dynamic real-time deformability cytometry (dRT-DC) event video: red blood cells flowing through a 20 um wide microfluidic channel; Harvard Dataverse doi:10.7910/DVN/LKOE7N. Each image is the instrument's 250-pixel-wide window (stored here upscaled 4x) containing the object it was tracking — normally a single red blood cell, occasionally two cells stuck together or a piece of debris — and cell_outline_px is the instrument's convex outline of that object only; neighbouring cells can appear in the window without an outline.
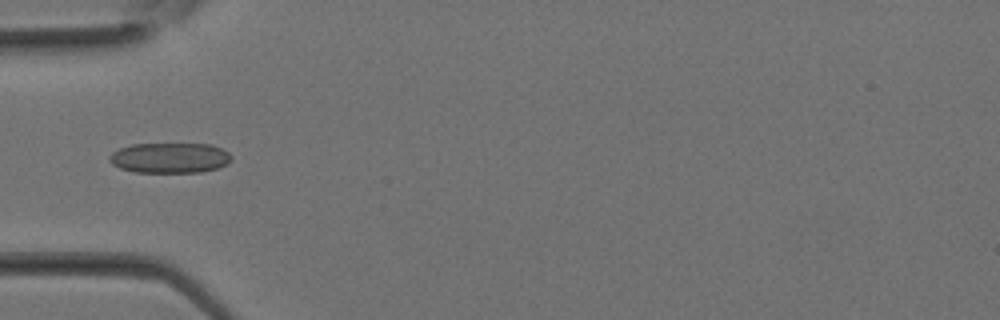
{"species": "Egyptian fruit bat (a non-hibernating species)", "species_latin": "Rousettus aegyptiacus", "temperature_condition": "room temperature", "stored_images_in_passage": 10, "camera_frame_rate_fps": 3000, "um_per_image_px": 0.085, "animal": {"sex": "female"}, "frame": {"image": 1, "passage_image": 1, "time_ms": 0.0, "image_size_px": [1000, 320], "cell_outline_px": [[232, 160], [228, 164], [216, 168], [200, 172], [136, 172], [120, 168], [112, 164], [108, 160], [108, 156], [112, 152], [120, 148], [132, 144], [212, 144], [228, 152], [232, 156]], "centroid_in_image_um": [14.43, 13.41], "position_along_channel_um": 70.6, "area_um2": 21.62}}
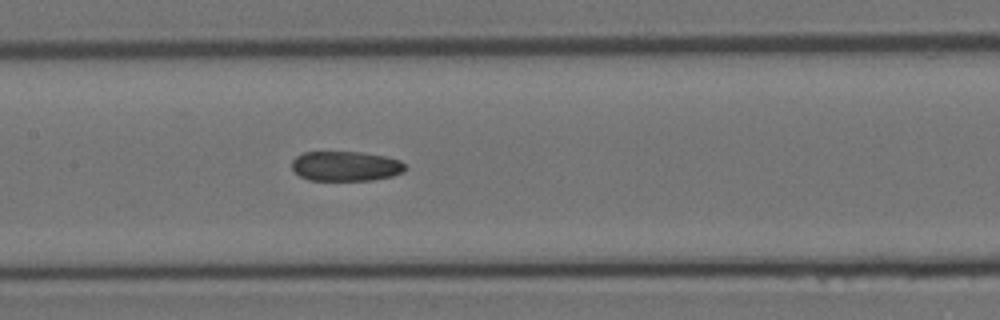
{"frame": {"image": 2, "passage_image": 6, "time_ms": 1.667, "image_size_px": [1000, 320], "cell_outline_px": [[408, 168], [404, 172], [392, 176], [372, 180], [308, 180], [300, 176], [292, 168], [292, 160], [296, 156], [304, 152], [364, 152], [384, 156], [400, 160]], "centroid_in_image_um": [29.4, 14.12], "position_along_channel_um": 178.0, "area_um2": 19.83}}
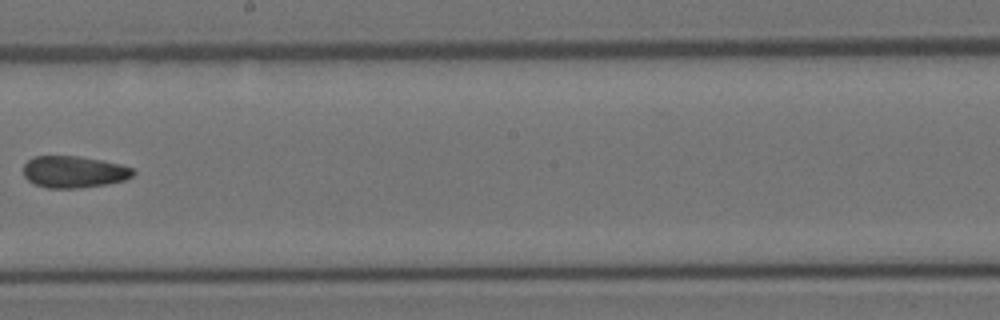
{"frame": {"image": 3, "passage_image": 9, "time_ms": 2.667, "image_size_px": [1000, 320], "cell_outline_px": [[136, 172], [132, 176], [124, 180], [108, 184], [80, 188], [48, 188], [36, 184], [28, 180], [24, 176], [24, 164], [32, 156], [80, 156], [120, 164], [132, 168]], "centroid_in_image_um": [6.28, 14.61], "position_along_channel_um": 241.9, "area_um2": 20.35}}